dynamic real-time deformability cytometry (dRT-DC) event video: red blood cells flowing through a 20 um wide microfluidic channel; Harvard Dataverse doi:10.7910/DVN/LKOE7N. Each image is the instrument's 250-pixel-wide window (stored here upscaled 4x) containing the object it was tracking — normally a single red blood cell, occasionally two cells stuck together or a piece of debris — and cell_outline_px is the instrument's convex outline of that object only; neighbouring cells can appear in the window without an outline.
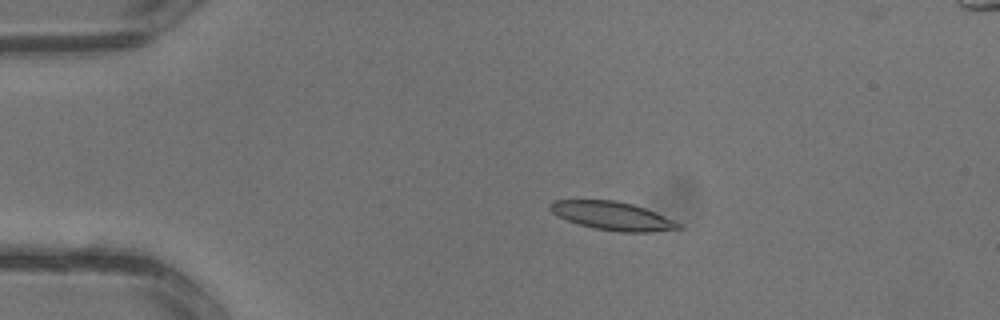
{"species": "common noctule bat (a hibernating species)", "species_latin": "Nyctalus noctula", "temperature_condition": "warm", "stored_images_in_passage": 3, "camera_frame_rate_fps": 3000, "um_per_image_px": 0.085, "animal": {"sex": "male", "body_mass_g": 13.3}, "frame": {"image": 1, "passage_image": 1, "time_ms": 0.0, "image_size_px": [1000, 320], "cell_outline_px": [[684, 228], [652, 232], [620, 232], [596, 228], [580, 224], [568, 220], [552, 212], [548, 208], [548, 204], [552, 200], [616, 200], [632, 204], [644, 208], [664, 216], [680, 224]], "centroid_in_image_um": [52.05, 18.34], "position_along_channel_um": 33.0, "area_um2": 20.98}}